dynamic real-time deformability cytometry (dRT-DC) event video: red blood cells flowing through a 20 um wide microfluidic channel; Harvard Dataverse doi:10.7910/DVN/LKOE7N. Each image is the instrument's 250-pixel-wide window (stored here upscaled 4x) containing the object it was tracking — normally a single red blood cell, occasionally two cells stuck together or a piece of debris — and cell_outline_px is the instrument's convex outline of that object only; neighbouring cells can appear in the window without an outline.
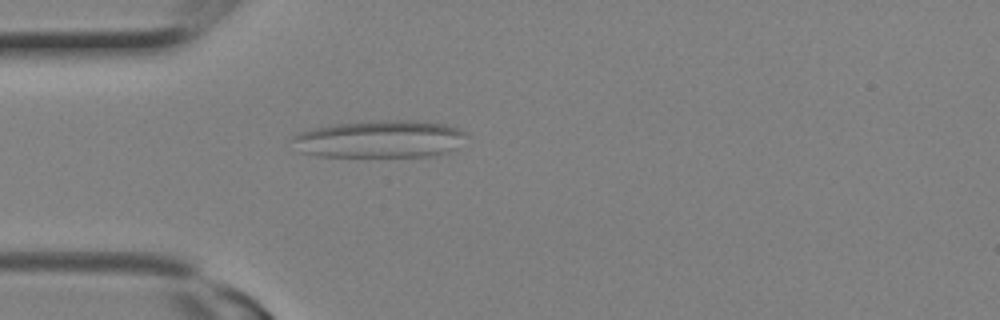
{"species": "Egyptian fruit bat (a non-hibernating species)", "species_latin": "Rousettus aegyptiacus", "temperature_condition": "room temperature", "stored_images_in_passage": 8, "camera_frame_rate_fps": 3000, "um_per_image_px": 0.085, "animal": {"sex": "female"}, "frame": {"image": 1, "passage_image": 6, "time_ms": 1.667, "image_size_px": [1000, 320], "cell_outline_px": [[464, 132], [456, 148], [448, 152], [432, 156], [320, 156], [300, 152], [292, 140], [292, 136], [300, 132], [332, 124], [372, 120], [424, 120], [448, 124]], "centroid_in_image_um": [32.27, 11.8], "position_along_channel_um": 52.7, "area_um2": 37.86}}